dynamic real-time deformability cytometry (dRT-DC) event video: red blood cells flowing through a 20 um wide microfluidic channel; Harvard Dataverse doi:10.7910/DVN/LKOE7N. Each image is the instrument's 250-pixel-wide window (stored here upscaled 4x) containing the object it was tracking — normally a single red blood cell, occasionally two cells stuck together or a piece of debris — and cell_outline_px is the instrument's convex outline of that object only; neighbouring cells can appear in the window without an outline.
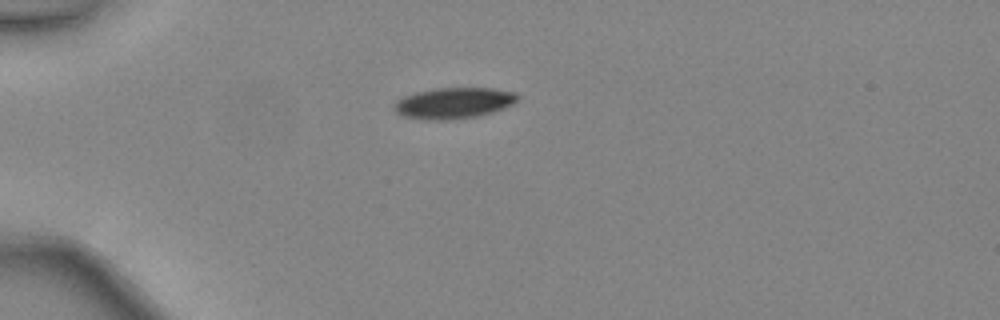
{"species": "common noctule bat (a hibernating species)", "species_latin": "Nyctalus noctula", "temperature_condition": "warm", "stored_images_in_passage": 34, "camera_frame_rate_fps": 3000, "um_per_image_px": 0.085, "animal": {"sex": "female", "body_mass_g": 24.6, "forearm_length_mm": 56.2}, "frame": {"image": 1, "passage_image": 1, "time_ms": 0.0, "image_size_px": [1000, 320], "cell_outline_px": [[516, 100], [512, 104], [504, 108], [492, 112], [476, 116], [452, 120], [428, 120], [404, 116], [396, 112], [392, 104], [404, 96], [416, 92], [436, 88], [492, 88], [516, 92]], "centroid_in_image_um": [38.54, 8.76], "position_along_channel_um": 46.5, "area_um2": 22.2}}
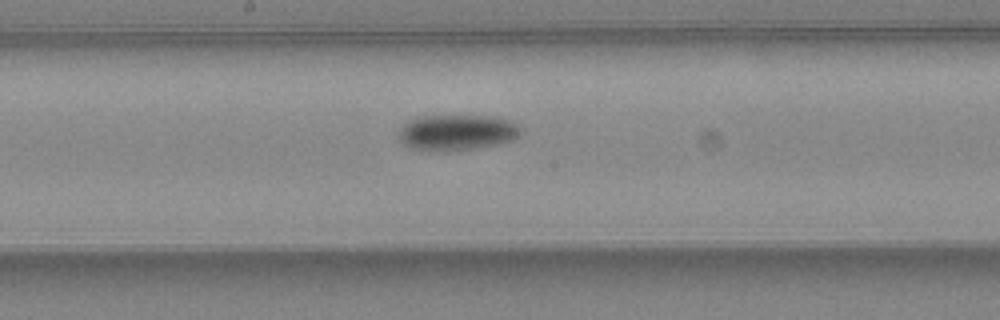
{"frame": {"image": 2, "passage_image": 14, "time_ms": 4.333, "image_size_px": [1000, 320], "cell_outline_px": [[520, 132], [512, 140], [500, 144], [444, 152], [436, 152], [408, 148], [400, 140], [400, 128], [408, 120], [416, 116], [500, 116], [516, 124], [520, 128]], "centroid_in_image_um": [38.8, 11.26], "position_along_channel_um": 209.4, "area_um2": 25.61}}
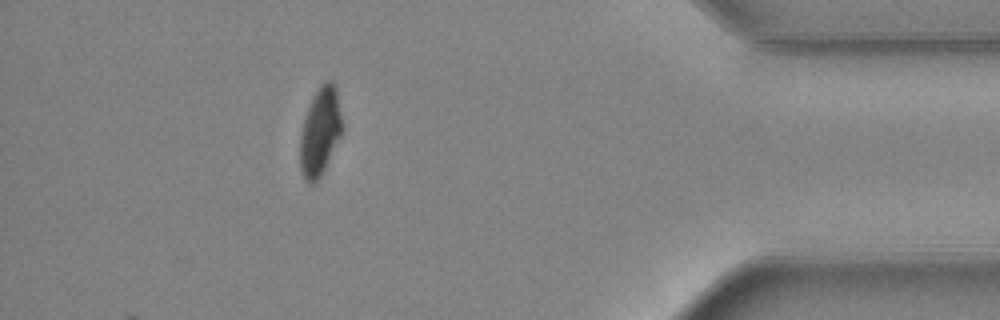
{"frame": {"image": 3, "passage_image": 30, "time_ms": 9.667, "image_size_px": [1000, 320], "cell_outline_px": [[344, 128], [324, 172], [312, 184], [308, 184], [304, 180], [300, 172], [300, 132], [308, 108], [316, 92], [324, 80], [332, 80], [336, 88], [344, 124]], "centroid_in_image_um": [27.23, 11.22], "position_along_channel_um": 408.0, "area_um2": 21.91}, "authors_computed_cell_mechanics": {"area_um2": 23.9581, "velocity_mm_per_s": 4.479, "shape_relaxation_time_tau1_ms": 2.9075, "shape_relaxation_time_tau2_ms": null, "deformation_change_tau1": 0.1288, "deformation_change_tau2": null}}